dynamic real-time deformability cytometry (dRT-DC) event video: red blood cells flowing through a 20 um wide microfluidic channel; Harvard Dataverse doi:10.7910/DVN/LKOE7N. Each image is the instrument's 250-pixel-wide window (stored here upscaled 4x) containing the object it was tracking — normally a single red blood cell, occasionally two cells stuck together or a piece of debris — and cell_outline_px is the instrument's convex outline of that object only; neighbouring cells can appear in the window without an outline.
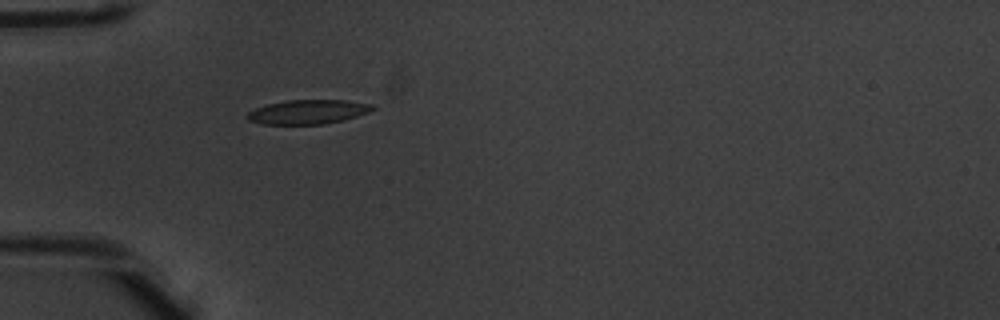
{"species": "common noctule bat (a hibernating species)", "species_latin": "Nyctalus noctula", "temperature_condition": "warm", "stored_images_in_passage": 1, "camera_frame_rate_fps": 3000, "um_per_image_px": 0.085, "animal": {"sex": "male", "body_mass_g": 20.1, "forearm_length_mm": 53.5}, "frame": {"image": 1, "passage_image": 1, "time_ms": 0.0, "image_size_px": [1000, 320], "cell_outline_px": [[376, 108], [368, 112], [344, 120], [324, 124], [264, 124], [248, 120], [244, 116], [248, 112], [256, 108], [268, 104], [288, 100], [344, 100], [372, 104]], "centroid_in_image_um": [26.17, 9.51], "position_along_channel_um": 58.8, "area_um2": 17.63}}